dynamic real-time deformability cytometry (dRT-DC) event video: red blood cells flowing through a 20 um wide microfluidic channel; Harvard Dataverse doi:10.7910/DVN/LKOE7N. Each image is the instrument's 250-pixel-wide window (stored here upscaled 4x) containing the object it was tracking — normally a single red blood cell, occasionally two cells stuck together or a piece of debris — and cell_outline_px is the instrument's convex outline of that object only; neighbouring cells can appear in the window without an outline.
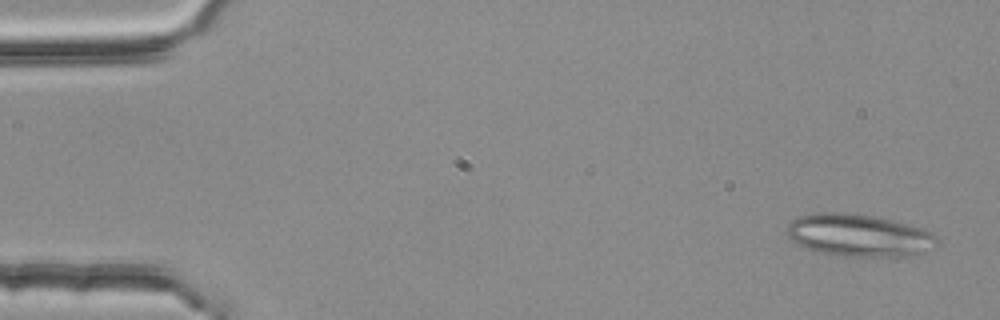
{"species": "common noctule bat (a hibernating species)", "species_latin": "Nyctalus noctula", "temperature_condition": "room temperature", "stored_images_in_passage": 4, "camera_frame_rate_fps": 3000, "um_per_image_px": 0.085, "animal": {"sex": "female", "body_mass_g": 25.1}, "frame": {"image": 1, "passage_image": 1, "time_ms": 0.0, "image_size_px": [1000, 320], "cell_outline_px": [[936, 240], [924, 252], [916, 256], [844, 256], [820, 252], [808, 248], [792, 240], [788, 236], [788, 224], [792, 220], [800, 216], [824, 212], [832, 212], [872, 216], [924, 228], [936, 236]], "centroid_in_image_um": [73.0, 20.01], "position_along_channel_um": 12.0, "area_um2": 36.24}}